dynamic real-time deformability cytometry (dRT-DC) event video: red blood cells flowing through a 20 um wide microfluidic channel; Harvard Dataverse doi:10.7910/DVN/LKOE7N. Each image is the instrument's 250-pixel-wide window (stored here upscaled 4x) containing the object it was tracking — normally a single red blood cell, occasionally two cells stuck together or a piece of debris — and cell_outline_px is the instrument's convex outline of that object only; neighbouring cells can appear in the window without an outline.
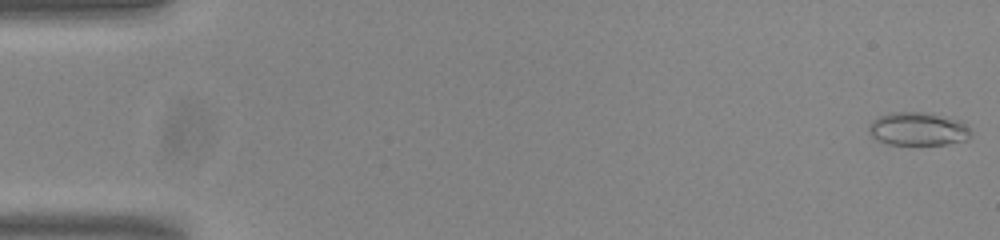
{"species": "common noctule bat (a hibernating species)", "species_latin": "Nyctalus noctula", "temperature_condition": "room temperature", "stored_images_in_passage": 54, "camera_frame_rate_fps": 3000, "um_per_image_px": 0.085, "animal": {"sex": "male", "body_mass_g": 20.0, "forearm_length_mm": 53.3}, "frame": {"image": 1, "passage_image": 1, "time_ms": 0.0, "image_size_px": [1000, 240], "cell_outline_px": [[972, 136], [968, 140], [948, 144], [888, 144], [876, 140], [868, 132], [868, 124], [872, 120], [888, 112], [928, 112], [964, 120], [972, 132]], "centroid_in_image_um": [78.08, 10.95], "position_along_channel_um": 6.9, "area_um2": 20.35}}
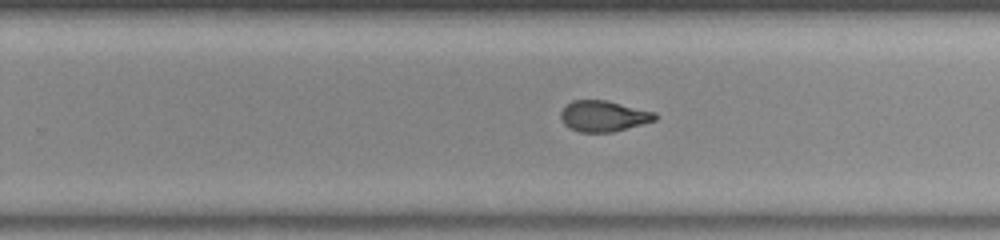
{"frame": {"image": 2, "passage_image": 34, "time_ms": 11.0, "image_size_px": [1000, 240], "cell_outline_px": [[656, 120], [612, 132], [580, 132], [568, 128], [564, 124], [560, 116], [560, 112], [572, 100], [608, 100], [656, 112]], "centroid_in_image_um": [51.29, 9.86], "position_along_channel_um": 278.5, "area_um2": 16.99}}
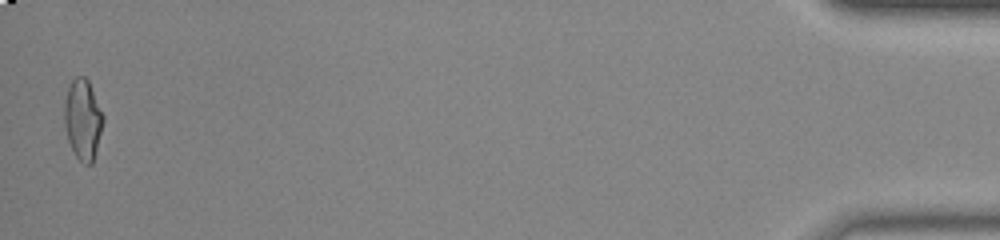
{"frame": {"image": 3, "passage_image": 53, "time_ms": 17.333, "image_size_px": [1000, 240], "cell_outline_px": [[104, 120], [92, 164], [84, 164], [76, 156], [68, 140], [64, 124], [64, 100], [68, 84], [76, 76], [84, 76], [88, 80], [104, 116]], "centroid_in_image_um": [7.02, 10.12], "position_along_channel_um": 428.2, "area_um2": 18.15}, "authors_computed_cell_mechanics": {"area_um2": 17.8891, "velocity_mm_per_s": 3.8324, "shape_relaxation_time_tau1_ms": null, "shape_relaxation_time_tau2_ms": 1.6049, "deformation_change_tau1": null, "deformation_change_tau2": 0.088}}